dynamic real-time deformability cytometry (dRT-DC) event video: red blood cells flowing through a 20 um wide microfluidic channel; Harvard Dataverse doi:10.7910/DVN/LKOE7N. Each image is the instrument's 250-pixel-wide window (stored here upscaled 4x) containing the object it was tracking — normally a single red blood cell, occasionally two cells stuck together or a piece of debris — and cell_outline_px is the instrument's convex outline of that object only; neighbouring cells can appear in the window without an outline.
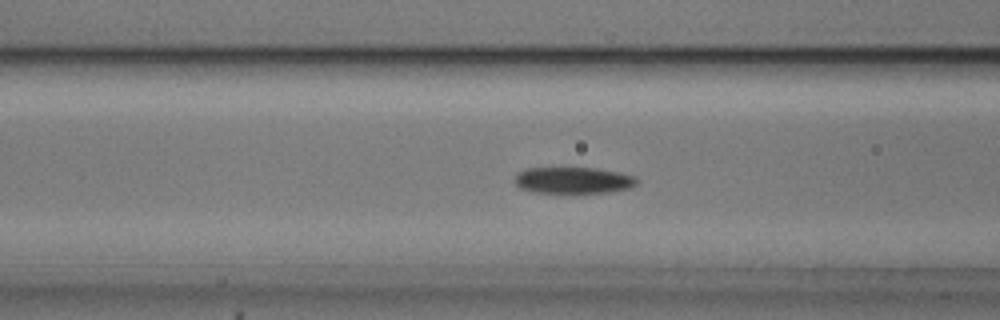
{"species": "common noctule bat (a hibernating species)", "species_latin": "Nyctalus noctula", "temperature_condition": "cold", "stored_images_in_passage": 50, "camera_frame_rate_fps": 3000, "um_per_image_px": 0.085, "animal": {"sex": "male", "body_mass_g": 20.5, "forearm_length_mm": 52.5}, "frame": {"image": 1, "passage_image": 16, "time_ms": 5.0, "image_size_px": [1000, 320], "cell_outline_px": [[640, 180], [636, 184], [628, 188], [608, 192], [532, 192], [520, 188], [512, 180], [516, 172], [528, 168], [596, 168], [620, 172], [636, 176]], "centroid_in_image_um": [48.71, 15.31], "position_along_channel_um": 117.9, "area_um2": 18.9}}
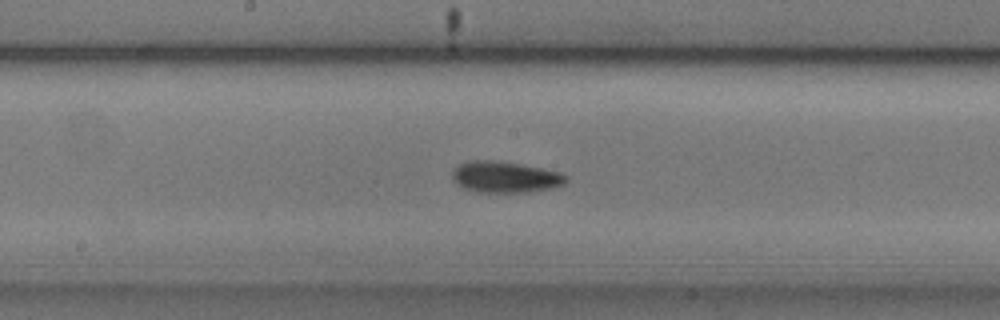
{"frame": {"image": 2, "passage_image": 23, "time_ms": 7.333, "image_size_px": [1000, 320], "cell_outline_px": [[568, 180], [564, 184], [552, 188], [528, 192], [476, 192], [464, 188], [456, 184], [452, 180], [452, 168], [468, 160], [492, 160], [520, 164], [560, 172], [568, 176]], "centroid_in_image_um": [42.91, 15.05], "position_along_channel_um": 205.3, "area_um2": 20.87}}
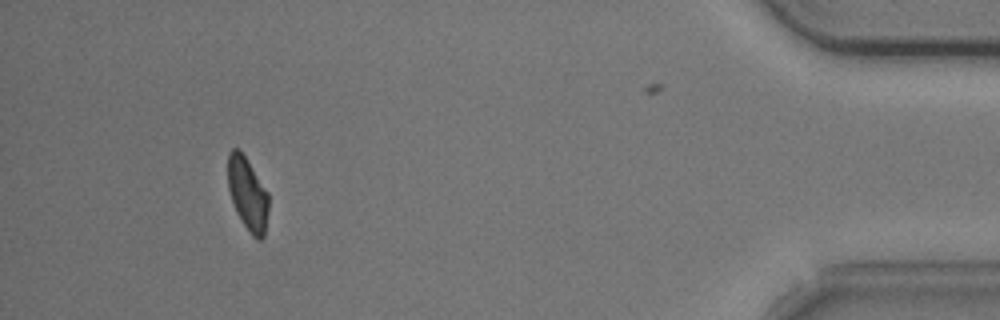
{"frame": {"image": 3, "passage_image": 45, "time_ms": 14.667, "image_size_px": [1000, 320], "cell_outline_px": [[268, 212], [264, 236], [260, 240], [256, 240], [252, 236], [236, 212], [228, 188], [228, 152], [232, 148], [240, 148], [268, 192]], "centroid_in_image_um": [21.05, 16.46], "position_along_channel_um": 414.2, "area_um2": 17.34}, "authors_computed_cell_mechanics": {"area_um2": 19.074, "velocity_mm_per_s": 3.7324, "shape_relaxation_time_tau1_ms": 3.6569, "shape_relaxation_time_tau2_ms": null, "deformation_change_tau1": 0.1241, "deformation_change_tau2": null}}